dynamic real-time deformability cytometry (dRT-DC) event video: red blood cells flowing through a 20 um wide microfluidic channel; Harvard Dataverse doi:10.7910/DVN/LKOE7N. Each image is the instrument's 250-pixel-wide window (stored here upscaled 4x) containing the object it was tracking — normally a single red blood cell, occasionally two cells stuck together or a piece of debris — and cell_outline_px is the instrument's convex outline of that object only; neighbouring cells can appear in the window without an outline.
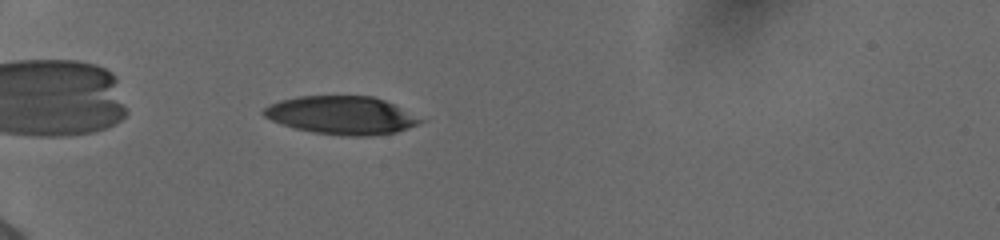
{"species": "human", "species_latin": "Homo sapiens", "temperature_condition": "cold", "stored_images_in_passage": 39, "camera_frame_rate_fps": 3000, "um_per_image_px": 0.085, "donor": {"sex": "female"}, "frame": {"image": 1, "passage_image": 3, "time_ms": 0.667, "image_size_px": [1000, 240], "cell_outline_px": [[428, 120], [420, 124], [396, 132], [372, 136], [352, 136], [312, 132], [280, 124], [264, 116], [260, 112], [268, 104], [280, 100], [296, 96], [372, 96], [384, 100]], "centroid_in_image_um": [29.05, 9.79], "position_along_channel_um": 56.0, "area_um2": 35.03}}
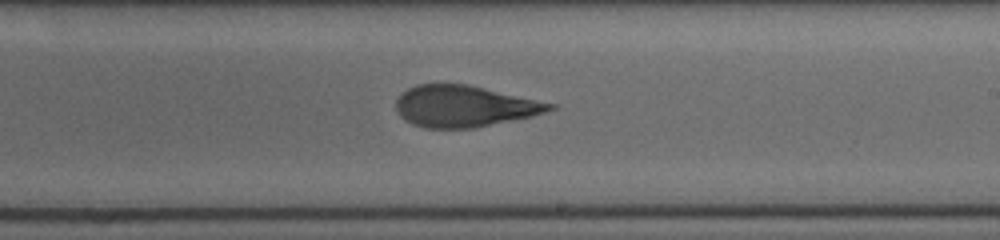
{"frame": {"image": 2, "passage_image": 20, "time_ms": 6.333, "image_size_px": [1000, 240], "cell_outline_px": [[556, 108], [532, 116], [472, 128], [424, 128], [412, 124], [404, 120], [396, 108], [396, 100], [408, 88], [416, 84], [468, 84], [556, 104]], "centroid_in_image_um": [39.45, 9.03], "position_along_channel_um": 249.6, "area_um2": 36.82}}
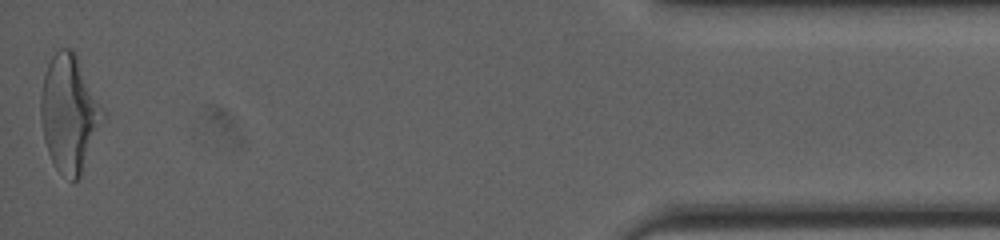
{"frame": {"image": 3, "passage_image": 39, "time_ms": 12.667, "image_size_px": [1000, 240], "cell_outline_px": [[108, 112], [80, 176], [72, 184], [56, 168], [48, 152], [44, 140], [40, 120], [40, 96], [44, 72], [52, 56], [60, 48], [72, 48], [76, 52]], "centroid_in_image_um": [5.93, 9.61], "position_along_channel_um": 429.3, "area_um2": 43.41}, "authors_computed_cell_mechanics": {"area_um2": 37.9168, "velocity_mm_per_s": 3.8857, "shape_relaxation_time_tau1_ms": 7.2457, "shape_relaxation_time_tau2_ms": 1.7075, "deformation_change_tau1": 0.2436, "deformation_change_tau2": 0.1094}}